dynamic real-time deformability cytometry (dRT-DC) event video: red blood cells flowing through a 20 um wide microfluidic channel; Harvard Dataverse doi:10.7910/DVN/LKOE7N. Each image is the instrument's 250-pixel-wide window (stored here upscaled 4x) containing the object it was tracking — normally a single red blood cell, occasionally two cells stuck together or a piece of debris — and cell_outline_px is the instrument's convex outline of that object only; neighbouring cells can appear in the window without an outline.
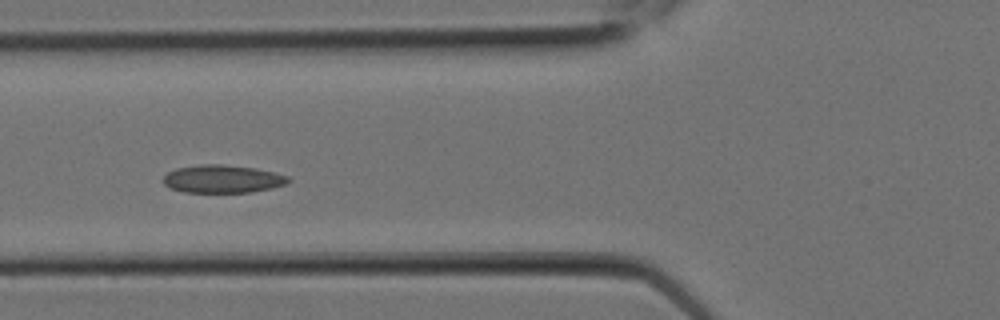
{"species": "Egyptian fruit bat (a non-hibernating species)", "species_latin": "Rousettus aegyptiacus", "temperature_condition": "room temperature", "stored_images_in_passage": 8, "camera_frame_rate_fps": 3000, "um_per_image_px": 0.085, "animal": {"sex": "female"}, "frame": {"image": 1, "passage_image": 7, "time_ms": 2.0, "image_size_px": [1000, 320], "cell_outline_px": [[292, 180], [284, 184], [272, 188], [252, 192], [184, 192], [172, 188], [164, 184], [164, 176], [168, 172], [176, 168], [200, 164], [220, 164], [256, 168], [288, 176]], "centroid_in_image_um": [18.92, 15.2], "position_along_channel_um": 106.9, "area_um2": 20.23}}
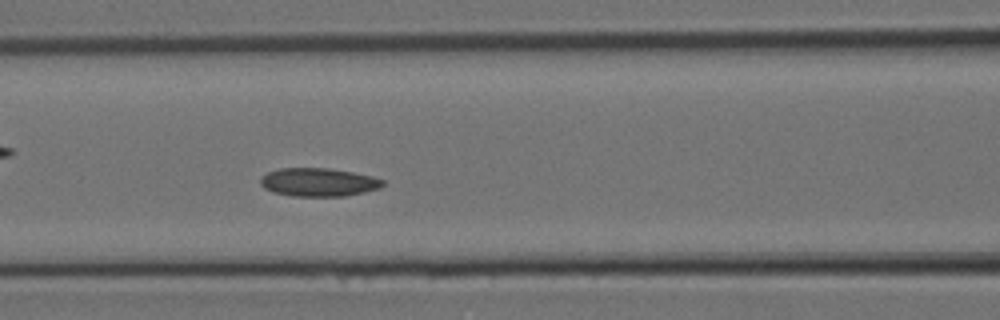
{"frame": {"image": 2, "passage_image": 8, "time_ms": 2.333, "image_size_px": [1000, 320], "cell_outline_px": [[384, 184], [380, 188], [364, 192], [344, 196], [292, 196], [272, 192], [264, 188], [260, 184], [260, 176], [268, 172], [280, 168], [328, 168], [352, 172], [372, 176], [384, 180]], "centroid_in_image_um": [27.05, 15.49], "position_along_channel_um": 139.6, "area_um2": 20.29}}